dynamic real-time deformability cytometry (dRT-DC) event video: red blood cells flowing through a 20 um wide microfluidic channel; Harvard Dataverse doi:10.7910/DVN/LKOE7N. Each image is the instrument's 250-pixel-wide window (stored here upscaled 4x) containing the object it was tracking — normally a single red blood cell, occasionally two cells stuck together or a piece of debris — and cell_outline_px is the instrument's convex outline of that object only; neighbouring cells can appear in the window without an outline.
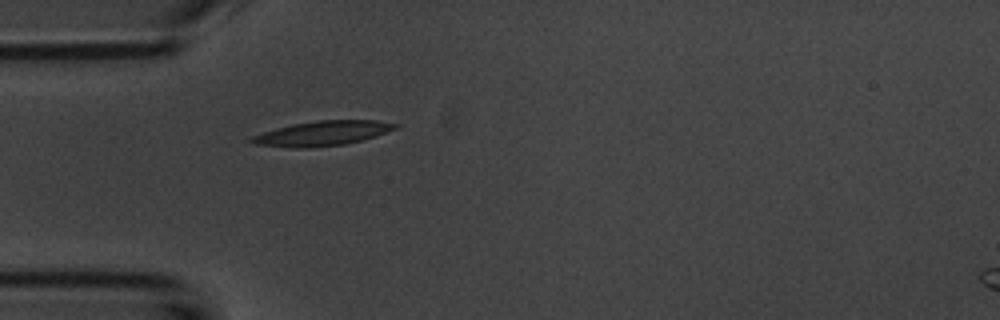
{"species": "common noctule bat (a hibernating species)", "species_latin": "Nyctalus noctula", "temperature_condition": "room temperature", "stored_images_in_passage": 36, "camera_frame_rate_fps": 3000, "um_per_image_px": 0.085, "animal": {"sex": "male", "body_mass_g": 20.1, "forearm_length_mm": 53.5}, "frame": {"image": 1, "passage_image": 1, "time_ms": 0.0, "image_size_px": [1000, 320], "cell_outline_px": [[400, 124], [396, 128], [376, 136], [344, 144], [308, 148], [296, 148], [256, 144], [248, 140], [252, 136], [264, 132], [292, 124], [316, 120], [376, 120]], "centroid_in_image_um": [27.42, 11.33], "position_along_channel_um": 57.6, "area_um2": 20.46}}
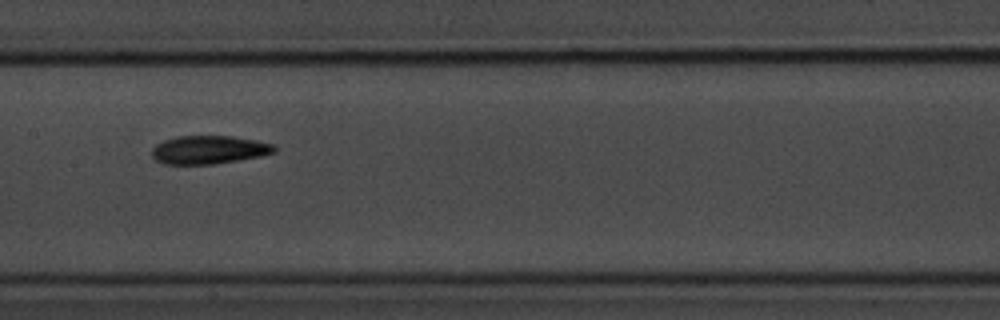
{"frame": {"image": 2, "passage_image": 12, "time_ms": 3.667, "image_size_px": [1000, 320], "cell_outline_px": [[276, 152], [260, 156], [212, 164], [164, 164], [156, 160], [152, 156], [152, 148], [156, 144], [164, 140], [176, 136], [232, 136], [256, 140], [272, 144], [276, 148]], "centroid_in_image_um": [17.73, 12.72], "position_along_channel_um": 189.7, "area_um2": 20.11}}
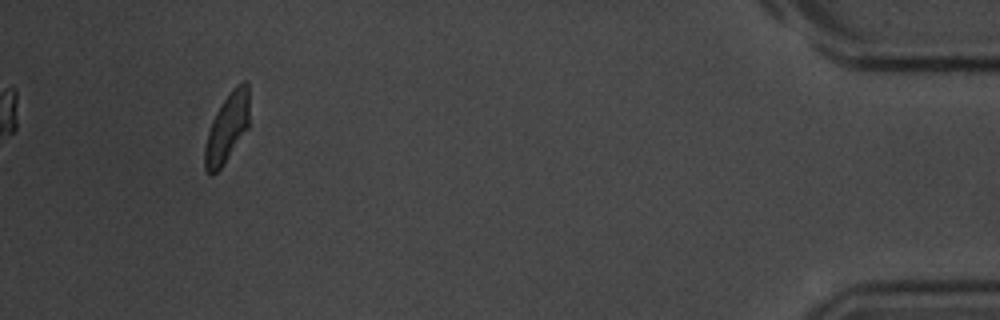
{"frame": {"image": 3, "passage_image": 36, "time_ms": 11.667, "image_size_px": [1000, 320], "cell_outline_px": [[248, 128], [220, 168], [212, 176], [208, 176], [204, 168], [204, 148], [208, 132], [212, 120], [216, 112], [232, 88], [236, 84], [244, 80], [248, 84]], "centroid_in_image_um": [19.27, 10.89], "position_along_channel_um": 415.9, "area_um2": 17.74}, "authors_computed_cell_mechanics": {"area_um2": 19.2763, "velocity_mm_per_s": 3.689, "shape_relaxation_time_tau1_ms": 3.4015, "shape_relaxation_time_tau2_ms": 1.6816, "deformation_change_tau1": 0.1571, "deformation_change_tau2": 0.0759}}